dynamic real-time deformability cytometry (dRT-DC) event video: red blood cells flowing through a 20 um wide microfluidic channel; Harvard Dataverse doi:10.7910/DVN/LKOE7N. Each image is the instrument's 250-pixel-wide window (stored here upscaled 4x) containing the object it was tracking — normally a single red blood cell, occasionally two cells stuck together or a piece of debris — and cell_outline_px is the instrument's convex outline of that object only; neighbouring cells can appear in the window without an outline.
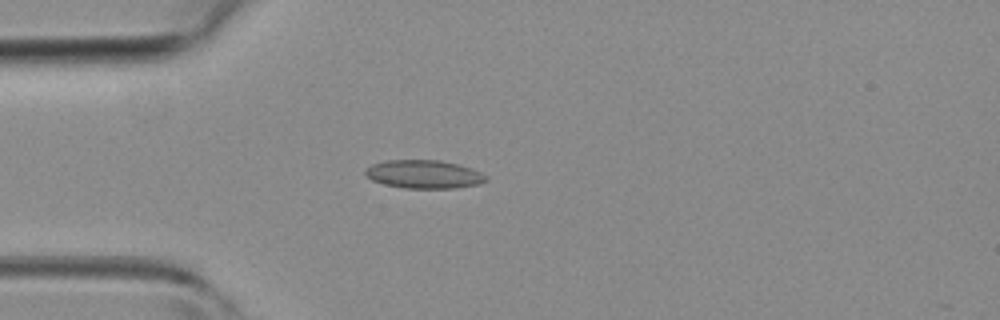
{"species": "common noctule bat (a hibernating species)", "species_latin": "Nyctalus noctula", "temperature_condition": "room temperature", "stored_images_in_passage": 4, "camera_frame_rate_fps": 3000, "um_per_image_px": 0.085, "animal": {"sex": "female", "body_mass_g": 19.3, "forearm_length_mm": 54.1}, "frame": {"image": 1, "passage_image": 4, "time_ms": 4.333, "image_size_px": [1000, 320], "cell_outline_px": [[488, 180], [480, 184], [456, 188], [404, 188], [384, 184], [372, 180], [364, 172], [364, 168], [372, 164], [388, 160], [440, 160], [472, 168], [488, 176]], "centroid_in_image_um": [36.05, 14.81], "position_along_channel_um": 48.9, "area_um2": 20.0}}